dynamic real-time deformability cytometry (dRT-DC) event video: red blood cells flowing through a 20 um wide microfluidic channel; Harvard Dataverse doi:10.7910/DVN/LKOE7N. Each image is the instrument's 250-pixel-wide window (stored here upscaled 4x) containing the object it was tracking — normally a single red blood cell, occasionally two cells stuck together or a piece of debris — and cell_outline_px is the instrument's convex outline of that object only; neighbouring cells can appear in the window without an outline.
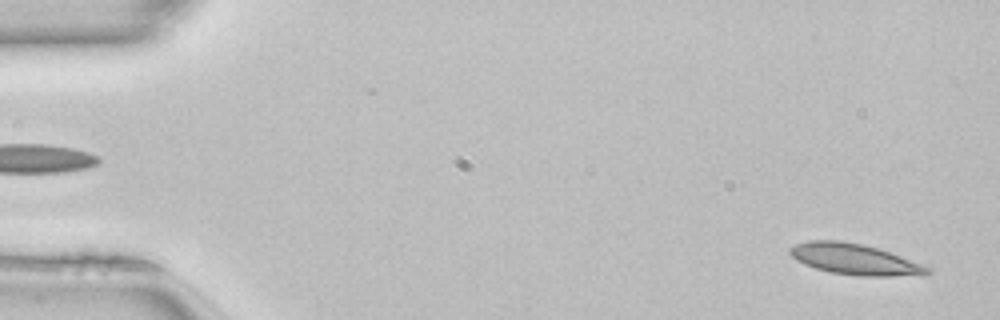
{"species": "common noctule bat (a hibernating species)", "species_latin": "Nyctalus noctula", "temperature_condition": "room temperature", "stored_images_in_passage": 36, "camera_frame_rate_fps": 3000, "um_per_image_px": 0.085, "animal": {"sex": "female", "body_mass_g": 22.7, "forearm_length_mm": 54.2}, "frame": {"image": 1, "passage_image": 2, "time_ms": 0.333, "image_size_px": [1000, 320], "cell_outline_px": [[932, 272], [920, 276], [860, 276], [832, 272], [816, 268], [804, 264], [796, 260], [788, 252], [788, 248], [796, 244], [808, 240], [840, 240], [860, 244], [876, 248], [900, 256], [932, 268]], "centroid_in_image_um": [72.65, 22.04], "position_along_channel_um": 12.4, "area_um2": 24.68}}
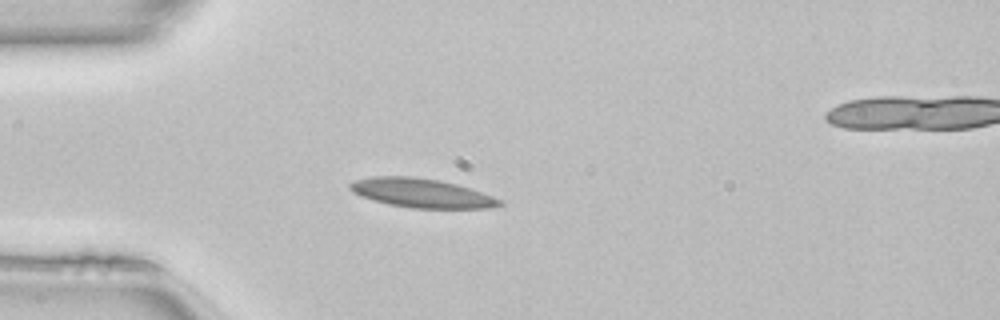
{"frame": {"image": 2, "passage_image": 13, "time_ms": 4.0, "image_size_px": [1000, 320], "cell_outline_px": [[504, 204], [492, 208], [412, 208], [388, 204], [372, 200], [360, 196], [352, 192], [348, 188], [348, 184], [352, 180], [372, 176], [412, 176], [440, 180], [456, 184], [504, 200]], "centroid_in_image_um": [35.78, 16.4], "position_along_channel_um": 49.2, "area_um2": 25.55}}
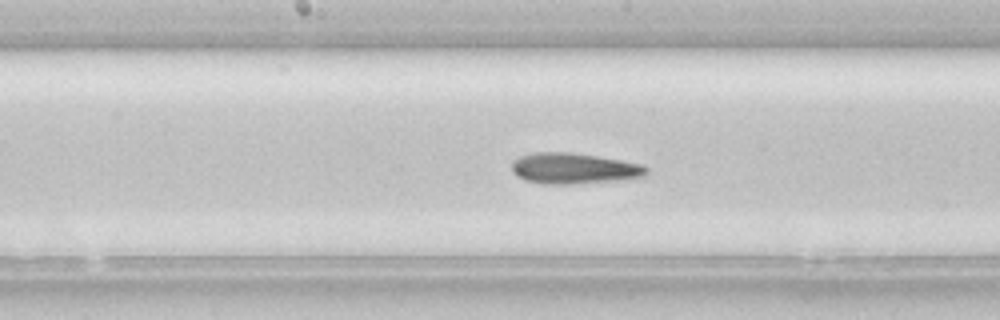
{"frame": {"image": 3, "passage_image": 25, "time_ms": 8.0, "image_size_px": [1000, 320], "cell_outline_px": [[648, 172], [644, 176], [572, 184], [544, 184], [524, 180], [516, 176], [512, 172], [512, 160], [520, 156], [532, 152], [572, 152], [620, 160], [640, 164], [648, 168]], "centroid_in_image_um": [48.68, 14.3], "position_along_channel_um": 199.5, "area_um2": 23.99}}